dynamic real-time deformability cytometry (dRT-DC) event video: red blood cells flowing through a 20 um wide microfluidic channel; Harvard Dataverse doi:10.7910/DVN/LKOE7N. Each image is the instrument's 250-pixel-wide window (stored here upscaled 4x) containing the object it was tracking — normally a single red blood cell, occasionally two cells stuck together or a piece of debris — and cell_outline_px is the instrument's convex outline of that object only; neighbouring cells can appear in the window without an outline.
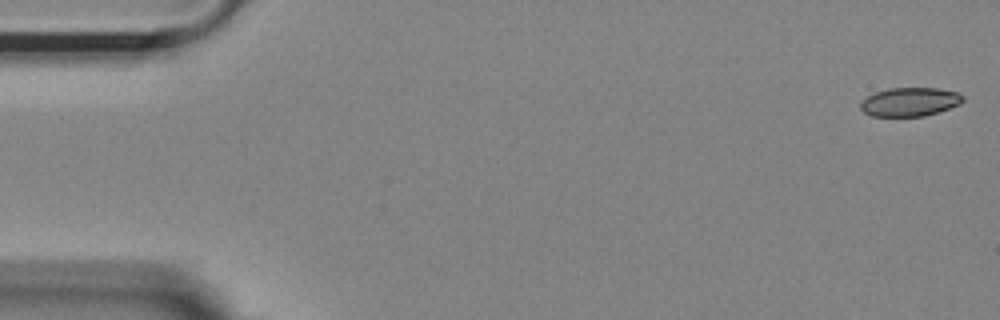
{"species": "Egyptian fruit bat (a non-hibernating species)", "species_latin": "Rousettus aegyptiacus", "temperature_condition": "room temperature", "stored_images_in_passage": 54, "camera_frame_rate_fps": 3000, "um_per_image_px": 0.085, "animal": {"sex": "female"}, "frame": {"image": 1, "passage_image": 1, "time_ms": 0.0, "image_size_px": [1000, 320], "cell_outline_px": [[964, 100], [960, 104], [924, 116], [872, 116], [864, 112], [860, 108], [860, 104], [868, 96], [876, 92], [888, 88], [936, 88], [956, 92], [964, 96]], "centroid_in_image_um": [77.33, 8.66], "position_along_channel_um": 7.7, "area_um2": 16.94}}
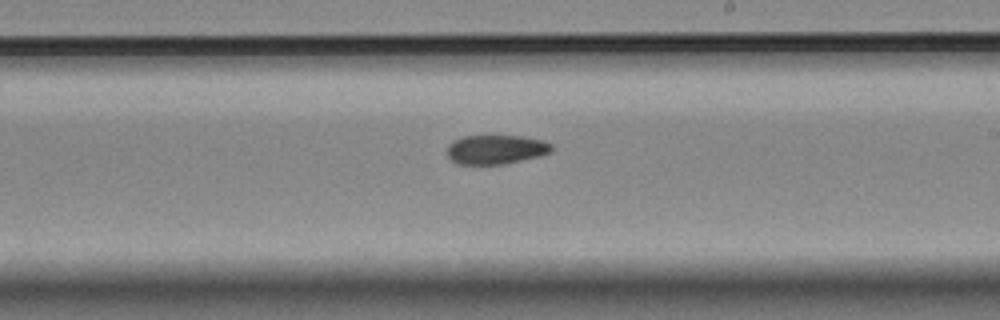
{"frame": {"image": 2, "passage_image": 31, "time_ms": 10.0, "image_size_px": [1000, 320], "cell_outline_px": [[552, 152], [540, 156], [504, 164], [456, 164], [448, 156], [448, 144], [460, 136], [520, 136], [544, 140], [552, 144]], "centroid_in_image_um": [42.16, 12.7], "position_along_channel_um": 246.8, "area_um2": 17.86}}
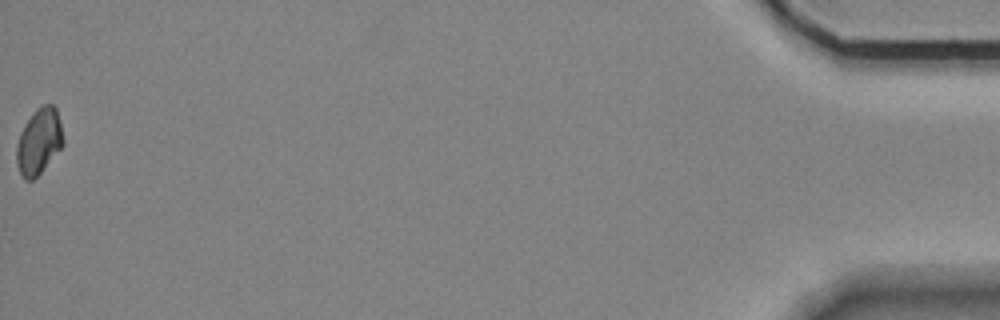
{"frame": {"image": 3, "passage_image": 54, "time_ms": 17.667, "image_size_px": [1000, 320], "cell_outline_px": [[64, 144], [40, 172], [32, 180], [24, 180], [16, 164], [16, 144], [20, 132], [24, 124], [36, 108], [40, 104], [52, 104], [56, 108], [64, 140]], "centroid_in_image_um": [3.29, 12.0], "position_along_channel_um": 431.9, "area_um2": 17.86}}